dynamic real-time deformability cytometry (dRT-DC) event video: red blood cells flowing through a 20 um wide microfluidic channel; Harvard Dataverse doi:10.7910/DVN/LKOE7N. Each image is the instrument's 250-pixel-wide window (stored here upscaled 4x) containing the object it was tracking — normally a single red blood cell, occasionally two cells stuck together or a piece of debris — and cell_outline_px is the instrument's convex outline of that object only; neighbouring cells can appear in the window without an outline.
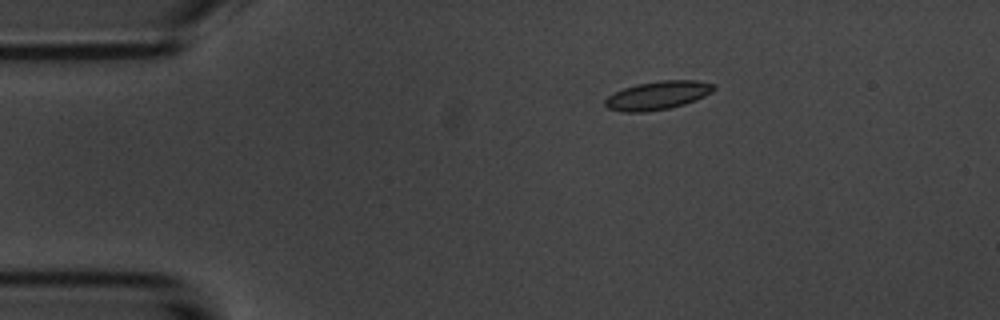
{"species": "common noctule bat (a hibernating species)", "species_latin": "Nyctalus noctula", "temperature_condition": "room temperature", "stored_images_in_passage": 8, "camera_frame_rate_fps": 3000, "um_per_image_px": 0.085, "animal": {"sex": "male", "body_mass_g": 20.1, "forearm_length_mm": 53.5}, "frame": {"image": 1, "passage_image": 1, "time_ms": 0.0, "image_size_px": [1000, 320], "cell_outline_px": [[716, 88], [712, 92], [696, 100], [684, 104], [668, 108], [644, 112], [624, 112], [608, 108], [604, 104], [604, 100], [608, 96], [624, 88], [636, 84], [660, 80], [696, 80], [716, 84]], "centroid_in_image_um": [55.92, 8.1], "position_along_channel_um": 29.1, "area_um2": 18.03}}
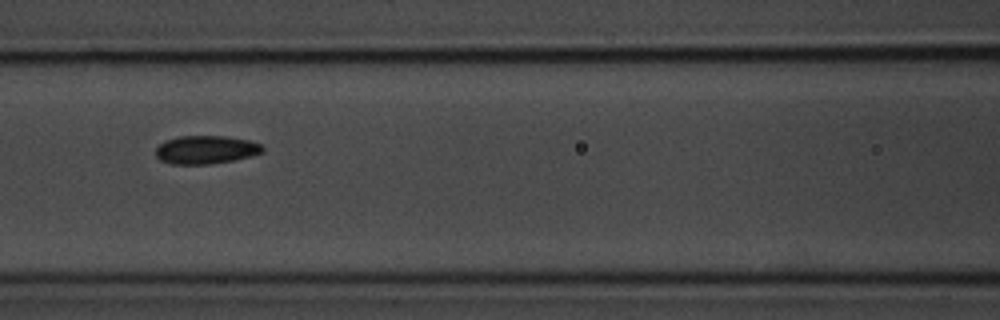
{"frame": {"image": 2, "passage_image": 5, "time_ms": 4.667, "image_size_px": [1000, 320], "cell_outline_px": [[264, 152], [252, 156], [232, 160], [208, 164], [172, 164], [160, 160], [156, 156], [156, 148], [160, 144], [168, 140], [180, 136], [224, 136], [248, 140], [260, 144], [264, 148]], "centroid_in_image_um": [17.51, 12.73], "position_along_channel_um": 149.1, "area_um2": 17.46}}
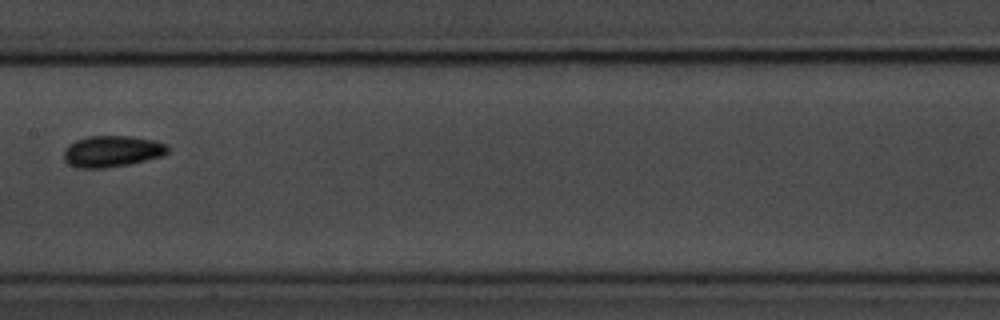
{"frame": {"image": 3, "passage_image": 6, "time_ms": 6.0, "image_size_px": [1000, 320], "cell_outline_px": [[168, 152], [164, 156], [132, 164], [104, 168], [76, 168], [68, 164], [64, 160], [64, 152], [68, 144], [76, 140], [88, 136], [132, 136], [156, 140], [168, 144]], "centroid_in_image_um": [9.56, 12.86], "position_along_channel_um": 197.8, "area_um2": 19.36}}